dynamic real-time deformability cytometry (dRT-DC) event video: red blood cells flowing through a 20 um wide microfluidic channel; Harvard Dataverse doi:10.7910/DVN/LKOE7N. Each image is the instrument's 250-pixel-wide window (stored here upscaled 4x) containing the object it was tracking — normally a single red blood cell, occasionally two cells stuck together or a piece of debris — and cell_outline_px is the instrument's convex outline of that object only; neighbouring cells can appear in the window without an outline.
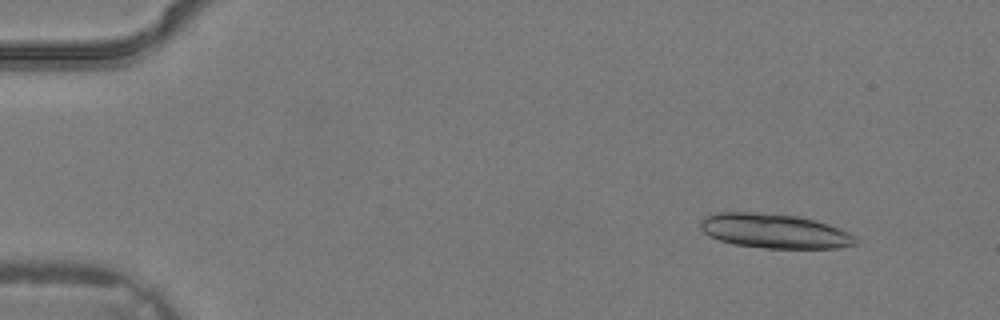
{"species": "common noctule bat (a hibernating species)", "species_latin": "Nyctalus noctula", "temperature_condition": "warm", "stored_images_in_passage": 4, "camera_frame_rate_fps": 3000, "um_per_image_px": 0.085, "animal": {"sex": "male", "body_mass_g": 19.2, "forearm_length_mm": 51.8}, "frame": {"image": 1, "passage_image": 2, "time_ms": 0.333, "image_size_px": [1000, 320], "cell_outline_px": [[860, 240], [856, 244], [836, 248], [764, 248], [732, 244], [708, 236], [700, 228], [700, 220], [708, 212], [756, 212], [796, 216], [816, 220], [840, 228], [856, 236]], "centroid_in_image_um": [65.8, 19.63], "position_along_channel_um": 19.2, "area_um2": 31.56}}